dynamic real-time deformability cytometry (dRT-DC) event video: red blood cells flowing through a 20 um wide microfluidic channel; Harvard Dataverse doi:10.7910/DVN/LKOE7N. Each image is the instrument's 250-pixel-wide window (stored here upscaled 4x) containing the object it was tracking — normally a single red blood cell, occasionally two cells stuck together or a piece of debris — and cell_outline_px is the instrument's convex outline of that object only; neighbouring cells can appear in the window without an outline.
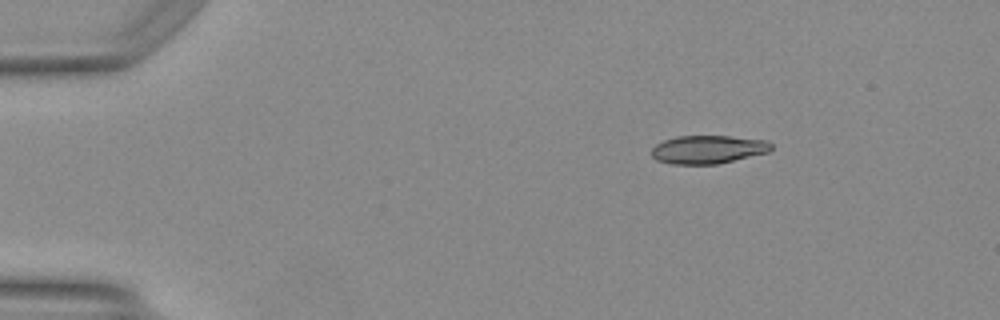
{"species": "Egyptian fruit bat (a non-hibernating species)", "species_latin": "Rousettus aegyptiacus", "temperature_condition": "warm", "stored_images_in_passage": 43, "camera_frame_rate_fps": 3000, "um_per_image_px": 0.085, "animal": {"sex": "female"}, "frame": {"image": 1, "passage_image": 1, "time_ms": 0.0, "image_size_px": [1000, 320], "cell_outline_px": [[772, 148], [768, 152], [716, 164], [672, 164], [656, 160], [652, 156], [652, 148], [656, 144], [664, 140], [676, 136], [728, 136], [768, 140], [772, 144]], "centroid_in_image_um": [60.17, 12.7], "position_along_channel_um": 24.8, "area_um2": 19.65}}
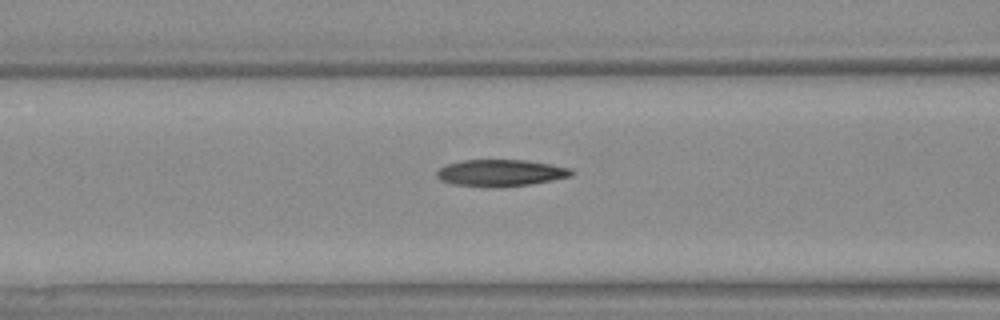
{"frame": {"image": 2, "passage_image": 14, "time_ms": 4.333, "image_size_px": [1000, 320], "cell_outline_px": [[576, 172], [572, 176], [532, 184], [452, 184], [440, 180], [436, 176], [436, 172], [440, 168], [448, 164], [464, 160], [524, 160], [548, 164], [568, 168]], "centroid_in_image_um": [42.58, 14.65], "position_along_channel_um": 124.0, "area_um2": 19.83}}
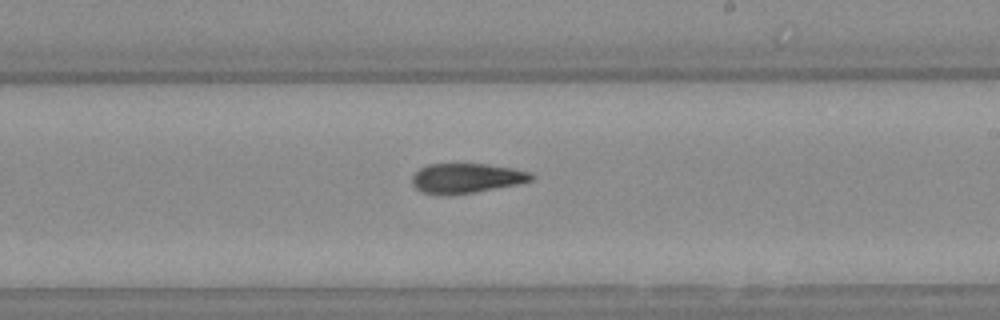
{"frame": {"image": 3, "passage_image": 23, "time_ms": 7.333, "image_size_px": [1000, 320], "cell_outline_px": [[532, 180], [516, 184], [476, 192], [448, 196], [440, 196], [420, 192], [412, 184], [412, 176], [420, 168], [428, 164], [484, 164], [512, 168], [528, 172], [532, 176]], "centroid_in_image_um": [39.55, 15.17], "position_along_channel_um": 249.4, "area_um2": 20.69}, "authors_computed_cell_mechanics": {"area_um2": 20.6924, "velocity_mm_per_s": 4.1797, "shape_relaxation_time_tau1_ms": 4.1633, "shape_relaxation_time_tau2_ms": 3.4652, "deformation_change_tau1": 0.1754, "deformation_change_tau2": 0.1211}}